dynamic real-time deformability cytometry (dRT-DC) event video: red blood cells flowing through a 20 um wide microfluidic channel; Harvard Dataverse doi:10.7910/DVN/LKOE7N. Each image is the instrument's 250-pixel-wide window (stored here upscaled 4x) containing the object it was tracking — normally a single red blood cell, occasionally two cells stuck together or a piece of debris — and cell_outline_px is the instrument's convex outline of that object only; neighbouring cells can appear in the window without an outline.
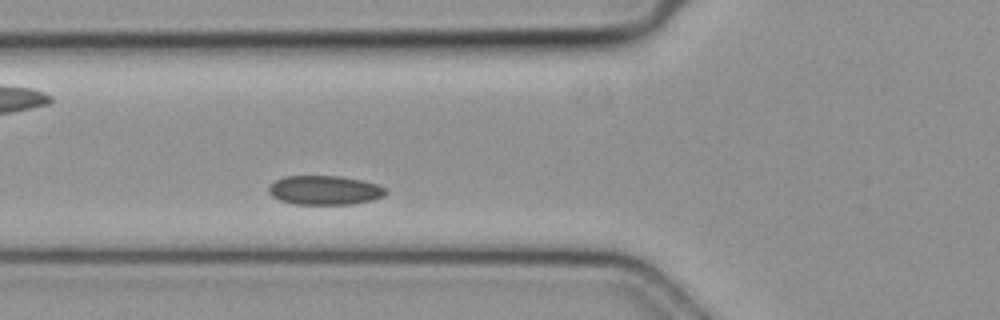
{"species": "common noctule bat (a hibernating species)", "species_latin": "Nyctalus noctula", "temperature_condition": "cold", "stored_images_in_passage": 35, "camera_frame_rate_fps": 3000, "um_per_image_px": 0.085, "animal": {"sex": "female", "body_mass_g": 19.3, "forearm_length_mm": 54.1}, "frame": {"image": 1, "passage_image": 7, "time_ms": 2.0, "image_size_px": [1000, 320], "cell_outline_px": [[388, 192], [384, 196], [372, 200], [352, 204], [292, 204], [280, 200], [272, 196], [268, 192], [268, 188], [276, 180], [284, 176], [340, 176], [364, 180], [376, 184], [384, 188]], "centroid_in_image_um": [27.6, 16.16], "position_along_channel_um": 98.2, "area_um2": 19.94}}
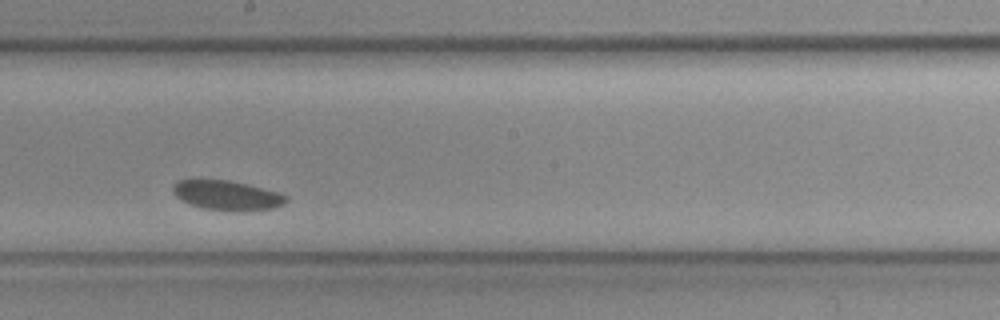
{"frame": {"image": 2, "passage_image": 17, "time_ms": 5.333, "image_size_px": [1000, 320], "cell_outline_px": [[288, 200], [284, 204], [272, 208], [204, 208], [192, 204], [176, 196], [172, 192], [172, 184], [176, 180], [228, 180], [248, 184], [276, 192], [288, 196]], "centroid_in_image_um": [19.25, 16.54], "position_along_channel_um": 229.0, "area_um2": 18.44}}
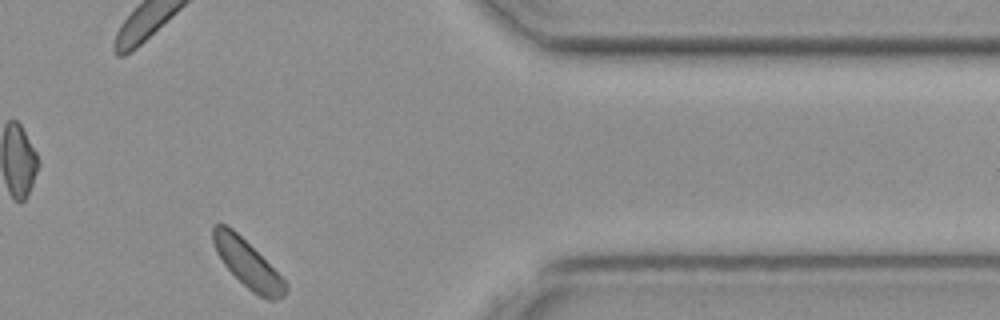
{"frame": {"image": 3, "passage_image": 31, "time_ms": 10.0, "image_size_px": [1000, 320], "cell_outline_px": [[288, 292], [284, 296], [276, 300], [268, 300], [252, 292], [224, 264], [216, 252], [212, 240], [212, 224], [224, 224], [232, 228], [288, 284]], "centroid_in_image_um": [21.03, 22.44], "position_along_channel_um": 390.4, "area_um2": 19.48}}